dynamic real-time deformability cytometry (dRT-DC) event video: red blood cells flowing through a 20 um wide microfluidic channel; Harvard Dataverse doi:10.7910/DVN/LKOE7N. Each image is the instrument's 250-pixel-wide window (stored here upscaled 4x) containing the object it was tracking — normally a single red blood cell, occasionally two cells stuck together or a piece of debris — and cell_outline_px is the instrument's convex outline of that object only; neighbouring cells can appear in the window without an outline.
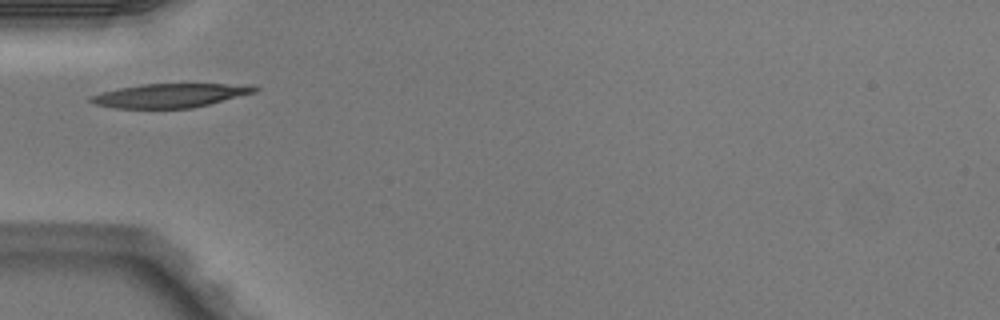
{"species": "Egyptian fruit bat (a non-hibernating species)", "species_latin": "Rousettus aegyptiacus", "temperature_condition": "warm", "stored_images_in_passage": 7, "camera_frame_rate_fps": 3000, "um_per_image_px": 0.085, "animal": {"sex": "male"}, "frame": {"image": 1, "passage_image": 6, "time_ms": 1.667, "image_size_px": [1000, 320], "cell_outline_px": [[260, 88], [256, 92], [192, 108], [116, 108], [92, 104], [88, 100], [88, 96], [120, 88], [140, 84], [252, 84]], "centroid_in_image_um": [14.46, 8.11], "position_along_channel_um": 70.5, "area_um2": 22.83}}
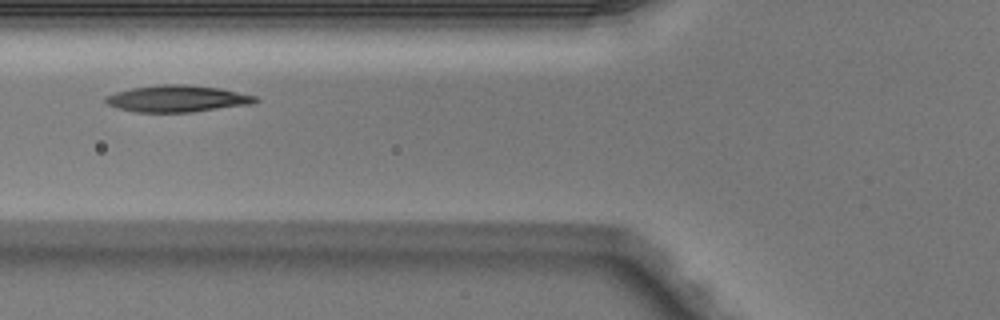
{"frame": {"image": 2, "passage_image": 7, "time_ms": 2.0, "image_size_px": [1000, 320], "cell_outline_px": [[260, 100], [252, 104], [192, 112], [136, 112], [116, 108], [108, 104], [104, 100], [104, 96], [116, 92], [132, 88], [160, 84], [184, 84], [220, 88], [256, 96]], "centroid_in_image_um": [15.06, 8.38], "position_along_channel_um": 110.7, "area_um2": 23.35}}